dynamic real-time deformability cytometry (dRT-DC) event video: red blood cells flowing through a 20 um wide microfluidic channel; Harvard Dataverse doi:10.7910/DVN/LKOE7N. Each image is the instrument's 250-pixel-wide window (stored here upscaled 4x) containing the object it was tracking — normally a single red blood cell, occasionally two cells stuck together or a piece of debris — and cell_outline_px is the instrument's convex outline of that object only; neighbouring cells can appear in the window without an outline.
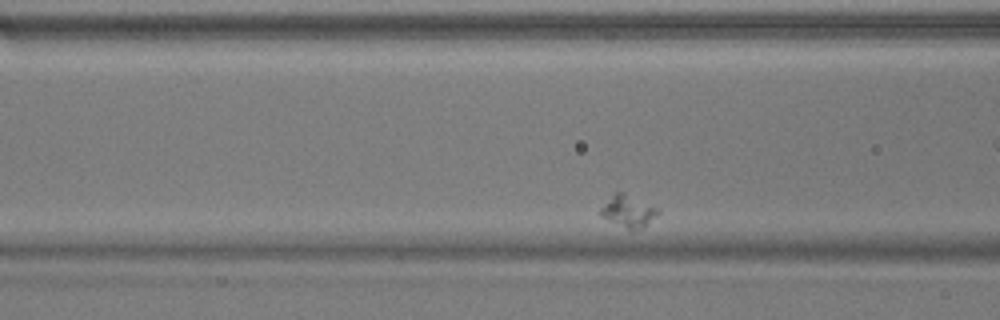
{"species": "common noctule bat (a hibernating species)", "species_latin": "Nyctalus noctula", "temperature_condition": "warm", "stored_images_in_passage": 53, "segment_of_instrument_passage": [1, 2], "camera_frame_rate_fps": 3000, "um_per_image_px": 0.085, "animal": {"sex": "male", "body_mass_g": 17.9}, "frame": {"image": 1, "passage_image": 18, "time_ms": 5.667, "image_size_px": [1000, 320], "cell_outline_px": [[660, 212], [656, 216], [640, 228], [632, 232], [600, 216], [600, 208], [616, 192], [624, 192], [660, 208]], "centroid_in_image_um": [53.41, 17.96], "position_along_channel_um": 113.2, "area_um2": 10.69}}
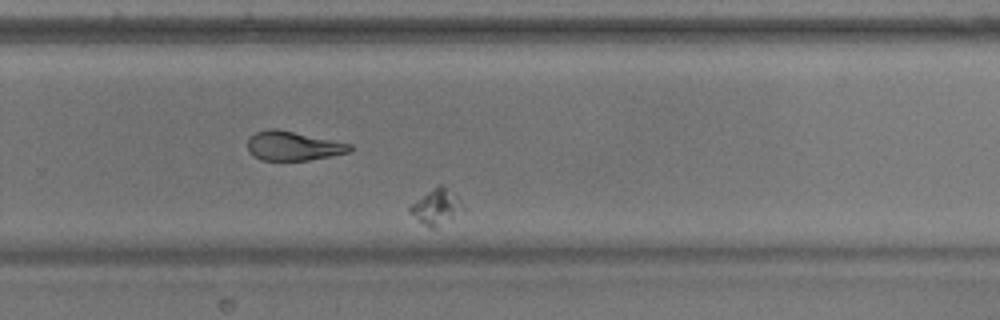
{"frame": {"image": 2, "passage_image": 36, "time_ms": 11.667, "image_size_px": [1000, 320], "cell_outline_px": [[464, 208], [436, 228], [428, 228], [408, 212], [408, 208], [416, 200], [440, 184], [444, 184], [452, 188], [464, 204]], "centroid_in_image_um": [37.1, 17.55], "position_along_channel_um": 292.7, "area_um2": 10.92}}
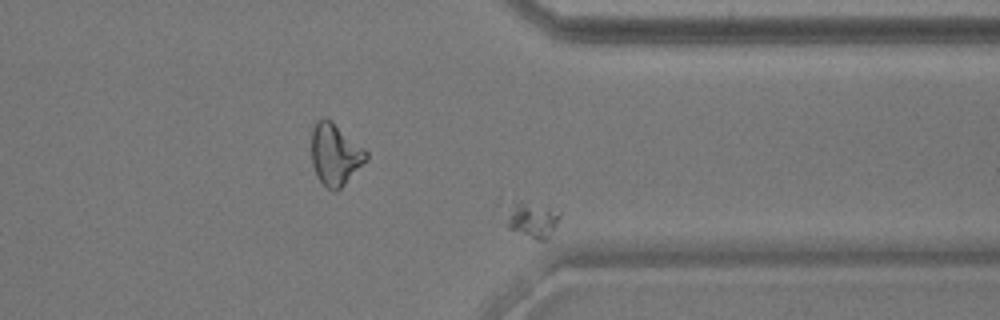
{"frame": {"image": 3, "passage_image": 43, "time_ms": 14.0, "image_size_px": [1000, 320], "cell_outline_px": [[560, 216], [548, 236], [544, 240], [540, 240], [508, 228], [508, 224], [516, 204], [520, 200], [528, 200], [560, 212]], "centroid_in_image_um": [45.33, 18.66], "position_along_channel_um": 366.1, "area_um2": 10.12}}